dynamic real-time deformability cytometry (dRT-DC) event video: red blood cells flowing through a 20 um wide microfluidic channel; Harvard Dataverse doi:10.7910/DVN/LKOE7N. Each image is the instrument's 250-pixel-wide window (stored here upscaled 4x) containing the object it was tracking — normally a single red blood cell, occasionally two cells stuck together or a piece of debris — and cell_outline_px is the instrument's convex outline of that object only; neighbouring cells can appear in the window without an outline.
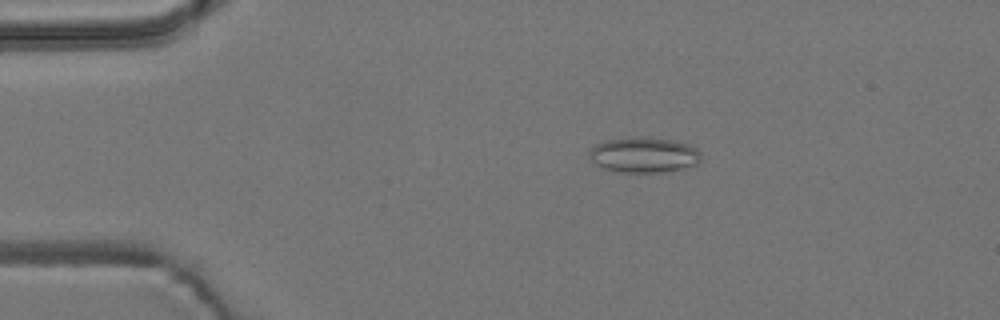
{"species": "common noctule bat (a hibernating species)", "species_latin": "Nyctalus noctula", "temperature_condition": "room temperature", "stored_images_in_passage": 54, "camera_frame_rate_fps": 3000, "um_per_image_px": 0.085, "animal": {"sex": "male", "body_mass_g": 19.2, "forearm_length_mm": 51.8}, "frame": {"image": 1, "passage_image": 10, "time_ms": 3.0, "image_size_px": [1000, 320], "cell_outline_px": [[700, 160], [696, 164], [664, 172], [624, 172], [604, 168], [596, 164], [592, 160], [588, 152], [596, 144], [608, 140], [636, 136], [644, 136], [672, 140], [688, 144], [696, 148], [700, 152]], "centroid_in_image_um": [54.73, 13.15], "position_along_channel_um": 30.3, "area_um2": 22.83}}
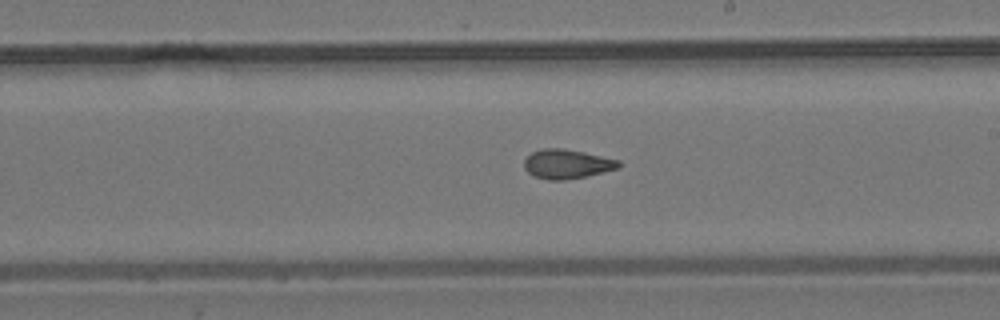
{"frame": {"image": 2, "passage_image": 31, "time_ms": 10.0, "image_size_px": [1000, 320], "cell_outline_px": [[620, 168], [588, 176], [564, 180], [548, 180], [536, 176], [528, 172], [524, 168], [524, 160], [532, 152], [544, 148], [564, 148], [584, 152], [620, 160]], "centroid_in_image_um": [48.21, 13.94], "position_along_channel_um": 240.8, "area_um2": 16.18}}
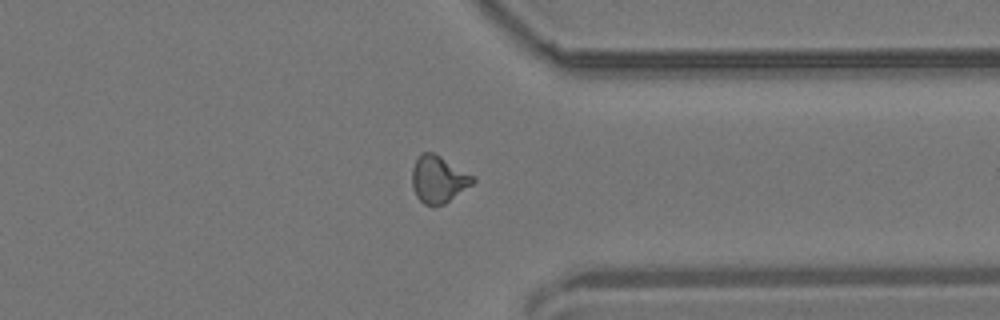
{"frame": {"image": 3, "passage_image": 42, "time_ms": 13.667, "image_size_px": [1000, 320], "cell_outline_px": [[476, 180], [472, 184], [444, 204], [432, 208], [424, 204], [416, 196], [412, 184], [412, 168], [420, 152], [432, 152], [440, 156], [476, 176]], "centroid_in_image_um": [37.26, 15.25], "position_along_channel_um": 374.1, "area_um2": 16.82}, "authors_computed_cell_mechanics": {"area_um2": 16.3574, "velocity_mm_per_s": 3.7524, "shape_relaxation_time_tau1_ms": null, "shape_relaxation_time_tau2_ms": 2.0083, "deformation_change_tau1": null, "deformation_change_tau2": 0.0786}}